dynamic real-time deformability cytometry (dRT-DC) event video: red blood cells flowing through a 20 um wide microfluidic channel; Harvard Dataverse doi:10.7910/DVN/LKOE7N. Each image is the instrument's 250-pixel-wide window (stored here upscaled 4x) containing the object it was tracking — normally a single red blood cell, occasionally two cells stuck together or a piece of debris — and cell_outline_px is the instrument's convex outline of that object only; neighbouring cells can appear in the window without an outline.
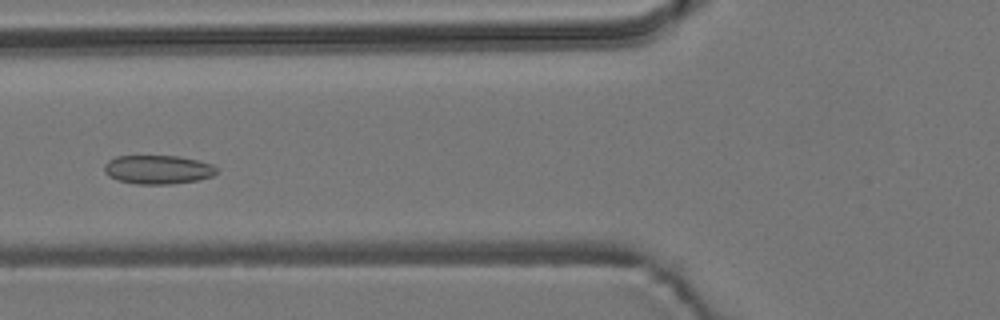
{"species": "common noctule bat (a hibernating species)", "species_latin": "Nyctalus noctula", "temperature_condition": "room temperature", "stored_images_in_passage": 8, "camera_frame_rate_fps": 3000, "um_per_image_px": 0.085, "animal": {"sex": "male", "body_mass_g": 19.2, "forearm_length_mm": 51.8}, "frame": {"image": 1, "passage_image": 6, "time_ms": 6.0, "image_size_px": [1000, 320], "cell_outline_px": [[216, 172], [212, 176], [200, 180], [172, 184], [136, 184], [120, 180], [108, 176], [104, 172], [104, 164], [108, 160], [116, 156], [180, 156], [212, 164], [216, 168]], "centroid_in_image_um": [13.41, 14.41], "position_along_channel_um": 112.4, "area_um2": 18.9}}
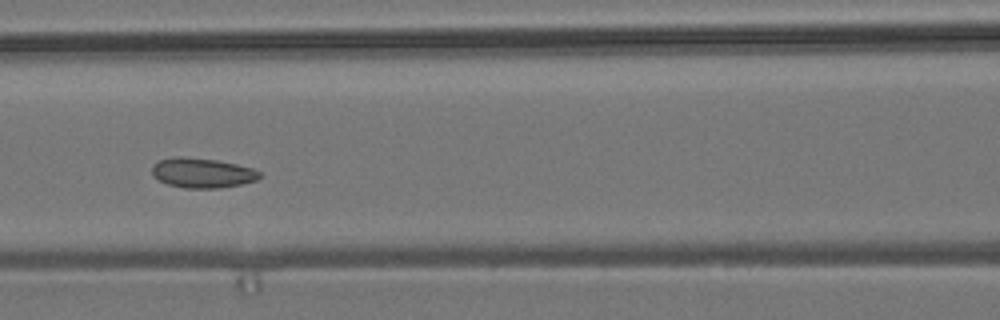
{"frame": {"image": 2, "passage_image": 7, "time_ms": 7.0, "image_size_px": [1000, 320], "cell_outline_px": [[260, 176], [256, 180], [240, 184], [220, 188], [184, 188], [168, 184], [152, 176], [152, 164], [160, 160], [172, 156], [180, 156], [216, 160], [236, 164], [252, 168], [260, 172]], "centroid_in_image_um": [17.15, 14.69], "position_along_channel_um": 149.4, "area_um2": 18.67}}
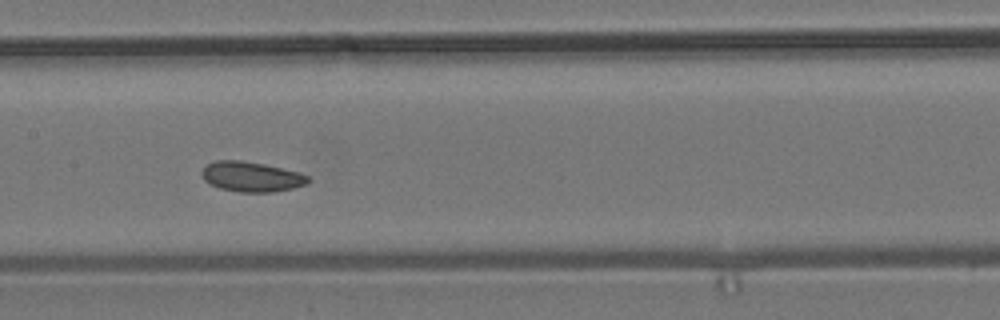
{"frame": {"image": 3, "passage_image": 8, "time_ms": 8.0, "image_size_px": [1000, 320], "cell_outline_px": [[312, 180], [308, 184], [292, 188], [272, 192], [240, 192], [220, 188], [204, 180], [200, 172], [208, 164], [216, 160], [240, 160], [264, 164], [300, 172], [308, 176]], "centroid_in_image_um": [21.41, 15.02], "position_along_channel_um": 186.0, "area_um2": 18.61}}